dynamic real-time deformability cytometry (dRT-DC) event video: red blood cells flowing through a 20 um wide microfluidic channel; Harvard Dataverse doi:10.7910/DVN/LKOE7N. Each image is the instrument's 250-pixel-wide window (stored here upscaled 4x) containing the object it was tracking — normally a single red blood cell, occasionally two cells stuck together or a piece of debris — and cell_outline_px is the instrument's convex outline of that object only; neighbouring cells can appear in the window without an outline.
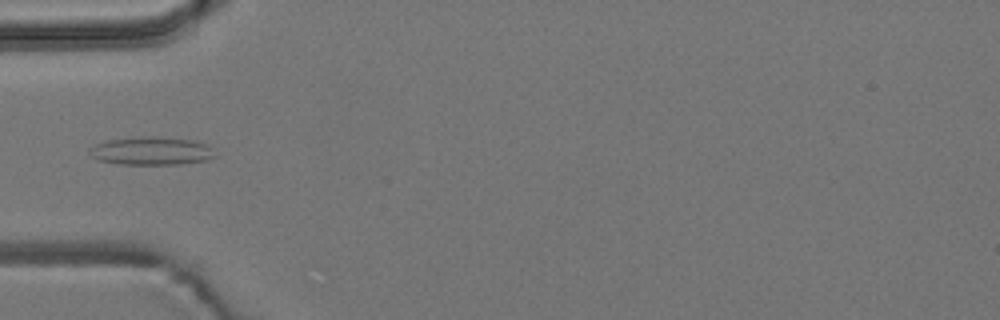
{"species": "common noctule bat (a hibernating species)", "species_latin": "Nyctalus noctula", "temperature_condition": "room temperature", "stored_images_in_passage": 5, "camera_frame_rate_fps": 3000, "um_per_image_px": 0.085, "animal": {"sex": "male", "body_mass_g": 19.2, "forearm_length_mm": 51.8}, "frame": {"image": 1, "passage_image": 4, "time_ms": 3.667, "image_size_px": [1000, 320], "cell_outline_px": [[216, 156], [208, 160], [180, 164], [120, 164], [100, 160], [92, 156], [88, 152], [96, 144], [108, 140], [152, 136], [156, 136], [192, 140], [208, 144], [212, 148]], "centroid_in_image_um": [12.94, 12.83], "position_along_channel_um": 72.1, "area_um2": 20.4}}